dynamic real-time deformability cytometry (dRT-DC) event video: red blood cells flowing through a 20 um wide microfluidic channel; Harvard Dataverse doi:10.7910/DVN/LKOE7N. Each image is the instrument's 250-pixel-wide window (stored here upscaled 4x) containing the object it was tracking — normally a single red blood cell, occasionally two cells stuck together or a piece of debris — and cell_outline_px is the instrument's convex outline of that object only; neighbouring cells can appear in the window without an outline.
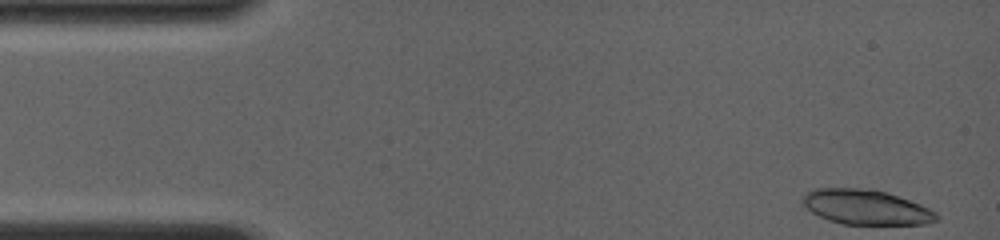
{"species": "common noctule bat (a hibernating species)", "species_latin": "Nyctalus noctula", "temperature_condition": "room temperature", "stored_images_in_passage": 7, "camera_frame_rate_fps": 4000, "um_per_image_px": 0.085, "animal": {"sex": "female", "body_mass_g": 19.0, "forearm_length_mm": 56.7}, "frame": {"image": 1, "passage_image": 1, "time_ms": 0.0, "image_size_px": [1000, 240], "cell_outline_px": [[940, 216], [936, 220], [924, 224], [840, 224], [828, 220], [812, 212], [800, 200], [808, 192], [816, 188], [872, 188], [920, 204], [936, 212]], "centroid_in_image_um": [73.6, 17.61], "position_along_channel_um": 11.4, "area_um2": 26.99}}